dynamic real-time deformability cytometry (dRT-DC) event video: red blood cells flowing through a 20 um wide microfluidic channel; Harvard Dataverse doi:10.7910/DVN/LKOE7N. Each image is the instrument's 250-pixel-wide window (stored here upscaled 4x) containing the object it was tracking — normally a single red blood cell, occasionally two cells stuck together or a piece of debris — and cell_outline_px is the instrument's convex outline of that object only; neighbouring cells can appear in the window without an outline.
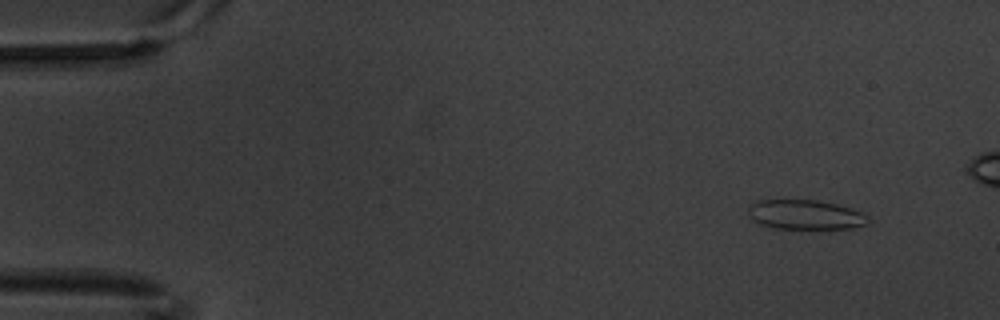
{"species": "common noctule bat (a hibernating species)", "species_latin": "Nyctalus noctula", "temperature_condition": "warm", "stored_images_in_passage": 7, "camera_frame_rate_fps": 3000, "um_per_image_px": 0.085, "animal": {"sex": "male", "body_mass_g": 20.1, "forearm_length_mm": 53.5}, "frame": {"image": 1, "passage_image": 1, "time_ms": 0.0, "image_size_px": [1000, 320], "cell_outline_px": [[868, 224], [852, 228], [772, 228], [760, 224], [752, 220], [748, 216], [748, 204], [756, 200], [816, 200], [836, 204], [860, 212], [868, 216]], "centroid_in_image_um": [68.38, 18.24], "position_along_channel_um": 16.6, "area_um2": 20.63}}
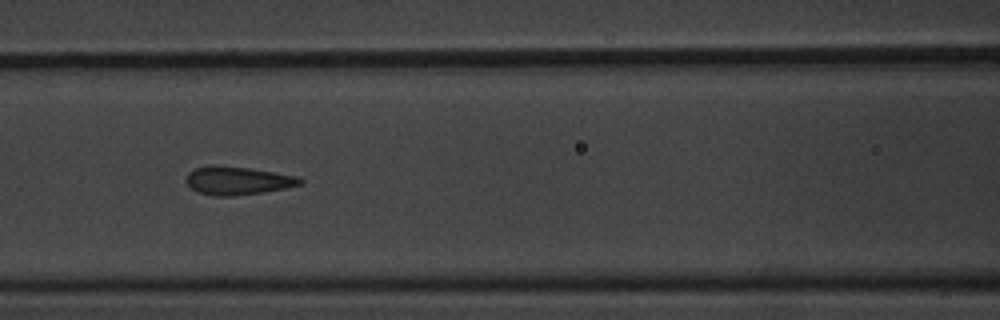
{"frame": {"image": 2, "passage_image": 7, "time_ms": 2.0, "image_size_px": [1000, 320], "cell_outline_px": [[304, 184], [264, 192], [232, 196], [216, 196], [196, 192], [184, 180], [188, 172], [196, 168], [212, 164], [220, 164], [248, 168], [300, 176], [304, 180]], "centroid_in_image_um": [20.2, 15.34], "position_along_channel_um": 146.4, "area_um2": 19.07}}